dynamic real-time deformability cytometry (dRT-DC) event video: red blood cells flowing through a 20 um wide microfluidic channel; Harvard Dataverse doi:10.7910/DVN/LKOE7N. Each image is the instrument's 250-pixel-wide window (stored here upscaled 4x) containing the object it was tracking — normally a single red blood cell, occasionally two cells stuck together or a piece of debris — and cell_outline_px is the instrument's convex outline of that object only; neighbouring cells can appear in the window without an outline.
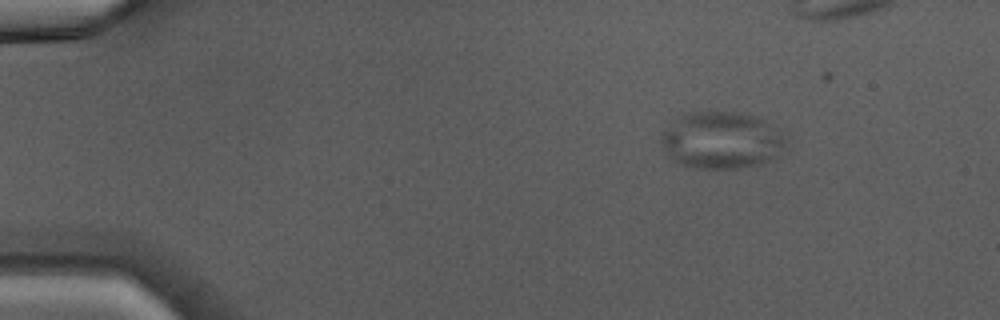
{"species": "Egyptian fruit bat (a non-hibernating species)", "species_latin": "Rousettus aegyptiacus", "temperature_condition": "warm", "stored_images_in_passage": 5, "camera_frame_rate_fps": 3000, "um_per_image_px": 0.085, "animal": {"sex": "male"}, "frame": {"image": 1, "passage_image": 1, "time_ms": 0.0, "image_size_px": [1000, 320], "cell_outline_px": [[784, 144], [780, 156], [760, 164], [736, 168], [688, 168], [664, 156], [660, 144], [660, 136], [680, 112], [736, 112], [756, 116], [780, 128], [784, 140]], "centroid_in_image_um": [61.27, 11.92], "position_along_channel_um": 23.7, "area_um2": 42.19}}